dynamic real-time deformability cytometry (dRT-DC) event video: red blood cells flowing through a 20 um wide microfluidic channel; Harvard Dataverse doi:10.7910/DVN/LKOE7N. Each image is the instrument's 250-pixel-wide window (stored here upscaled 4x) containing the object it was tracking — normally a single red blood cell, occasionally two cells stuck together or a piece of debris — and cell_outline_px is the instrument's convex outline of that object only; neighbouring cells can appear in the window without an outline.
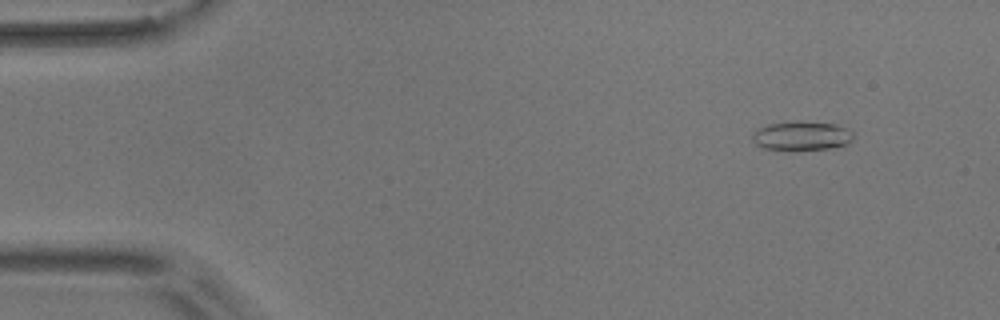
{"species": "common noctule bat (a hibernating species)", "species_latin": "Nyctalus noctula", "temperature_condition": "room temperature", "stored_images_in_passage": 5, "camera_frame_rate_fps": 3000, "um_per_image_px": 0.085, "animal": {"sex": "male", "body_mass_g": 17.9}, "frame": {"image": 1, "passage_image": 2, "time_ms": 1.333, "image_size_px": [1000, 320], "cell_outline_px": [[852, 140], [848, 144], [836, 148], [764, 148], [756, 144], [752, 140], [752, 132], [768, 124], [796, 120], [800, 120], [836, 124], [848, 128], [852, 132]], "centroid_in_image_um": [68.18, 11.5], "position_along_channel_um": 16.8, "area_um2": 16.94}}